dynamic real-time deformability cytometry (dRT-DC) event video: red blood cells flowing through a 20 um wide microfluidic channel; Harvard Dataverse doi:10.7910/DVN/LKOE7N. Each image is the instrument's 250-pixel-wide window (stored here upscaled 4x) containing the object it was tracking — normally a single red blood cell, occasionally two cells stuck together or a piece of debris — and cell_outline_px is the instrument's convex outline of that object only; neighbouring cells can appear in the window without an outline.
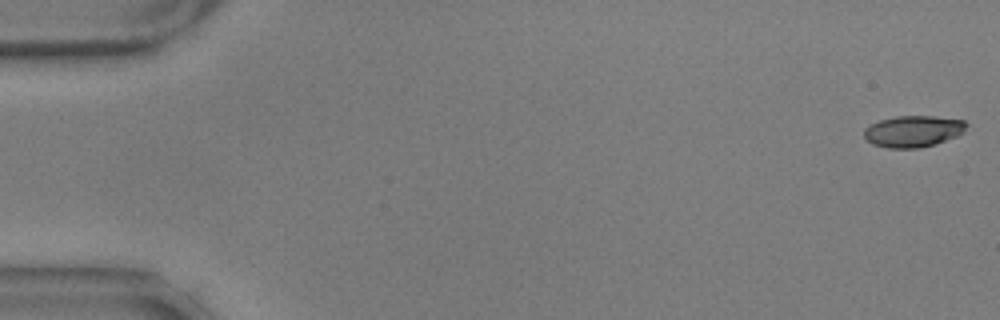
{"species": "common noctule bat (a hibernating species)", "species_latin": "Nyctalus noctula", "temperature_condition": "warm", "stored_images_in_passage": 51, "camera_frame_rate_fps": 3000, "um_per_image_px": 0.085, "animal": {"sex": "male", "body_mass_g": 17.9, "forearm_length_mm": 54.2}, "frame": {"image": 1, "passage_image": 1, "time_ms": 0.0, "image_size_px": [1000, 320], "cell_outline_px": [[968, 124], [964, 132], [956, 136], [936, 144], [920, 148], [888, 148], [872, 144], [864, 136], [864, 128], [880, 120], [896, 116], [936, 116], [964, 120]], "centroid_in_image_um": [77.64, 11.16], "position_along_channel_um": 7.4, "area_um2": 18.84}}
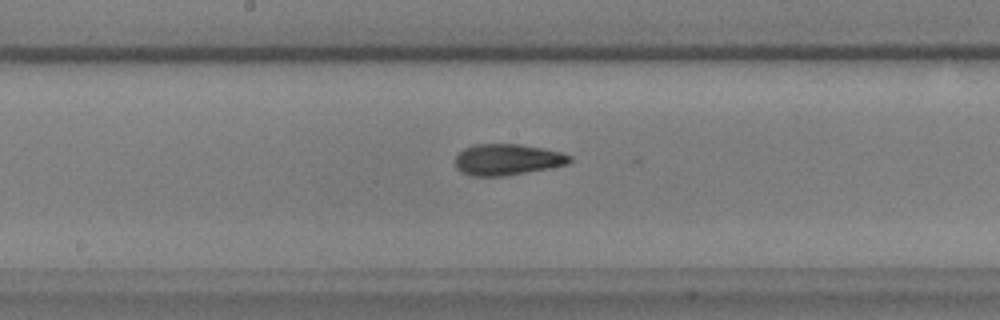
{"frame": {"image": 2, "passage_image": 30, "time_ms": 9.667, "image_size_px": [1000, 320], "cell_outline_px": [[572, 160], [568, 164], [552, 168], [504, 176], [468, 176], [460, 172], [456, 168], [456, 156], [464, 148], [472, 144], [520, 144], [544, 148], [560, 152], [572, 156]], "centroid_in_image_um": [43.12, 13.57], "position_along_channel_um": 205.1, "area_um2": 21.1}}
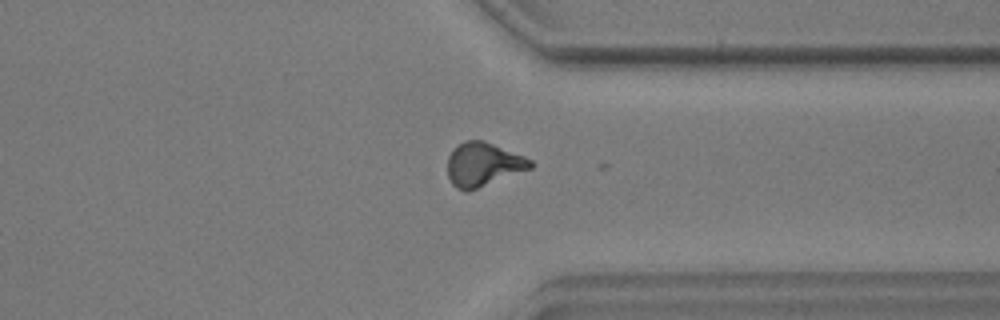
{"frame": {"image": 3, "passage_image": 44, "time_ms": 14.333, "image_size_px": [1000, 320], "cell_outline_px": [[536, 164], [532, 168], [468, 192], [464, 192], [456, 188], [452, 184], [448, 176], [448, 156], [452, 148], [456, 144], [464, 140], [484, 140], [524, 156], [532, 160]], "centroid_in_image_um": [41.06, 13.97], "position_along_channel_um": 370.3, "area_um2": 21.5}}